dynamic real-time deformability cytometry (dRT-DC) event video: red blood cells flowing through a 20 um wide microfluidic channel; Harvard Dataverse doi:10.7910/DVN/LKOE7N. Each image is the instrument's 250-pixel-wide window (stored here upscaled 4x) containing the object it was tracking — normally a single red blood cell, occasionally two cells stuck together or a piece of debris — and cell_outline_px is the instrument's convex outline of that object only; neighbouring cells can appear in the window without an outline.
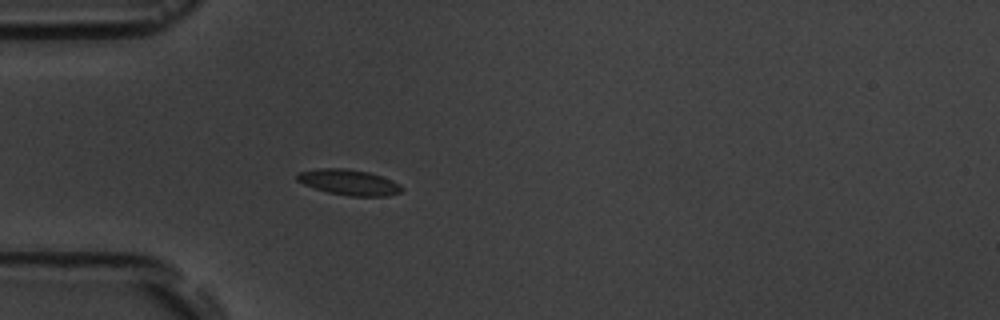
{"species": "common noctule bat (a hibernating species)", "species_latin": "Nyctalus noctula", "temperature_condition": "room temperature", "stored_images_in_passage": 5, "camera_frame_rate_fps": 3000, "um_per_image_px": 0.085, "animal": {"sex": "male", "body_mass_g": 19.5, "forearm_length_mm": 54.6}, "frame": {"image": 1, "passage_image": 5, "time_ms": 4.333, "image_size_px": [1000, 320], "cell_outline_px": [[404, 188], [400, 192], [388, 196], [352, 196], [328, 192], [304, 184], [296, 180], [296, 176], [300, 172], [320, 168], [348, 168], [368, 172], [380, 176], [400, 184]], "centroid_in_image_um": [29.67, 15.49], "position_along_channel_um": 55.3, "area_um2": 15.43}}